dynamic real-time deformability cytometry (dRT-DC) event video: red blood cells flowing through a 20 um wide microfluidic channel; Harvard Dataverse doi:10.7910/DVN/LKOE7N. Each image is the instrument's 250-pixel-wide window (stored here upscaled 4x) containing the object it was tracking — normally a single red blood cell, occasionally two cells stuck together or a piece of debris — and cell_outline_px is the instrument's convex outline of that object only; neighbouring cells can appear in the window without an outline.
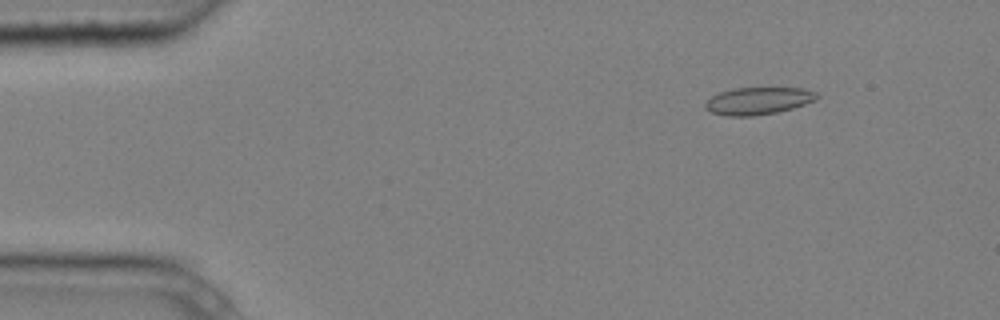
{"species": "common noctule bat (a hibernating species)", "species_latin": "Nyctalus noctula", "temperature_condition": "cold", "stored_images_in_passage": 4, "camera_frame_rate_fps": 3000, "um_per_image_px": 0.085, "animal": {"sex": "male", "body_mass_g": 20.4}, "frame": {"image": 1, "passage_image": 1, "time_ms": 0.0, "image_size_px": [1000, 320], "cell_outline_px": [[820, 96], [816, 100], [792, 108], [776, 112], [752, 116], [728, 116], [712, 112], [704, 108], [704, 104], [712, 96], [720, 92], [732, 88], [804, 88], [816, 92]], "centroid_in_image_um": [64.45, 8.56], "position_along_channel_um": 20.5, "area_um2": 17.69}}